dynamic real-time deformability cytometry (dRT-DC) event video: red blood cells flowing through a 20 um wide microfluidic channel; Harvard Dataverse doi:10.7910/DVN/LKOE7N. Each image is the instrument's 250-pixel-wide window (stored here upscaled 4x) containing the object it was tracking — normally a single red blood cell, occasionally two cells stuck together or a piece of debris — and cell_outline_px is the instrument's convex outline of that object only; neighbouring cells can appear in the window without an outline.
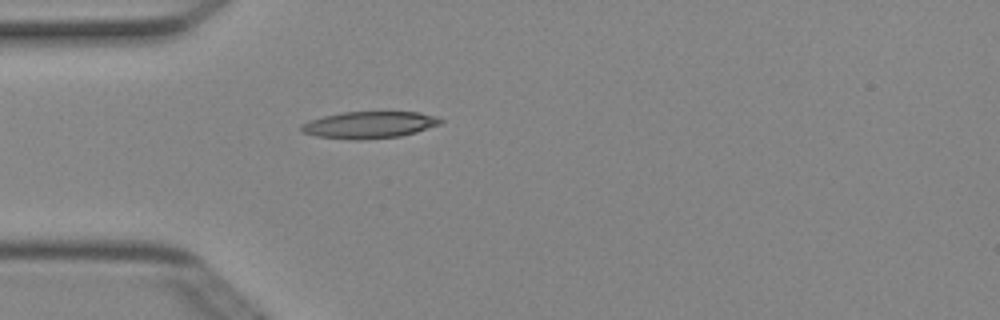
{"species": "Egyptian fruit bat (a non-hibernating species)", "species_latin": "Rousettus aegyptiacus", "temperature_condition": "cold", "stored_images_in_passage": 4, "camera_frame_rate_fps": 3000, "um_per_image_px": 0.085, "animal": {"sex": "female"}, "frame": {"image": 1, "passage_image": 4, "time_ms": 1.0, "image_size_px": [1000, 320], "cell_outline_px": [[444, 120], [440, 124], [416, 132], [400, 136], [360, 140], [348, 140], [316, 136], [300, 132], [300, 124], [308, 120], [340, 112], [420, 112], [436, 116]], "centroid_in_image_um": [31.34, 10.61], "position_along_channel_um": 53.7, "area_um2": 22.02}}